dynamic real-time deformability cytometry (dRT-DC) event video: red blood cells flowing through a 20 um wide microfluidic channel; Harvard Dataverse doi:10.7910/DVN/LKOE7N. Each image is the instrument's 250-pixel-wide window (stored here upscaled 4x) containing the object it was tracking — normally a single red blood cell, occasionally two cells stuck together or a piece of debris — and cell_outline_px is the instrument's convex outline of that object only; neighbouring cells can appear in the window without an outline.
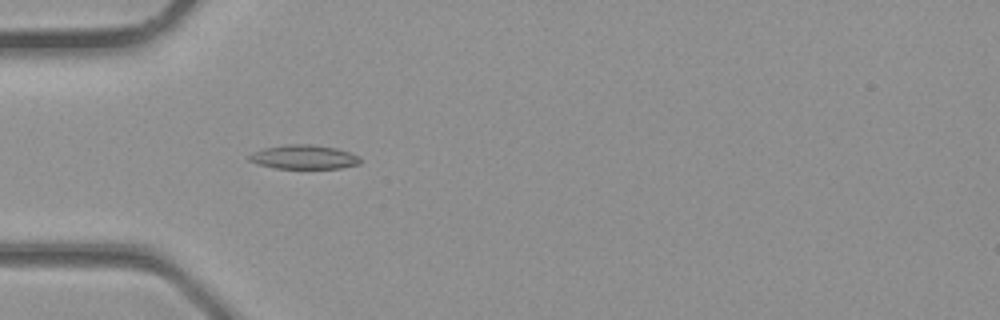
{"species": "common noctule bat (a hibernating species)", "species_latin": "Nyctalus noctula", "temperature_condition": "room temperature", "stored_images_in_passage": 3, "camera_frame_rate_fps": 3000, "um_per_image_px": 0.085, "animal": {"sex": "male", "body_mass_g": 23.1, "forearm_length_mm": 52.7}, "frame": {"image": 1, "passage_image": 3, "time_ms": 0.667, "image_size_px": [1000, 320], "cell_outline_px": [[360, 164], [340, 168], [276, 168], [256, 164], [248, 160], [248, 156], [252, 152], [264, 148], [288, 144], [312, 144], [336, 148], [348, 152], [356, 156], [360, 160]], "centroid_in_image_um": [25.78, 13.34], "position_along_channel_um": 59.2, "area_um2": 15.49}}